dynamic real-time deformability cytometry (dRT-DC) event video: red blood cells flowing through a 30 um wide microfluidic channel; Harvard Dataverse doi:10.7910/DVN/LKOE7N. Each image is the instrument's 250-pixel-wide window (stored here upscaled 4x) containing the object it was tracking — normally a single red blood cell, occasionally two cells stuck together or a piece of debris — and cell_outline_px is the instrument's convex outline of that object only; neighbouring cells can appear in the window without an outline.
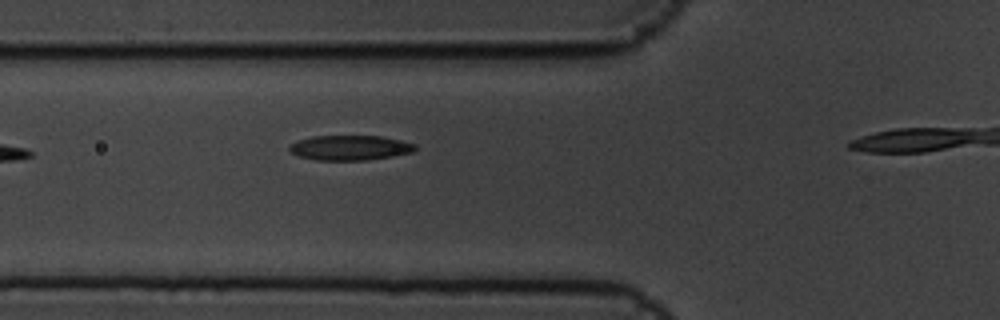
{"species": "common noctule bat (a hibernating species)", "species_latin": "Nyctalus noctula", "temperature_condition": "cold", "stored_images_in_passage": 8, "camera_frame_rate_fps": 3000, "um_per_image_px": 0.085, "animal": {"sex": "male", "body_mass_g": 19.5, "forearm_length_mm": 54.6}, "frame": {"image": 1, "passage_image": 7, "time_ms": 2.0, "image_size_px": [1000, 320], "cell_outline_px": [[416, 148], [412, 152], [392, 156], [364, 160], [316, 160], [300, 156], [292, 152], [288, 148], [292, 144], [300, 140], [312, 136], [380, 136], [400, 140], [416, 144]], "centroid_in_image_um": [29.77, 12.55], "position_along_channel_um": 96.0, "area_um2": 17.98}}